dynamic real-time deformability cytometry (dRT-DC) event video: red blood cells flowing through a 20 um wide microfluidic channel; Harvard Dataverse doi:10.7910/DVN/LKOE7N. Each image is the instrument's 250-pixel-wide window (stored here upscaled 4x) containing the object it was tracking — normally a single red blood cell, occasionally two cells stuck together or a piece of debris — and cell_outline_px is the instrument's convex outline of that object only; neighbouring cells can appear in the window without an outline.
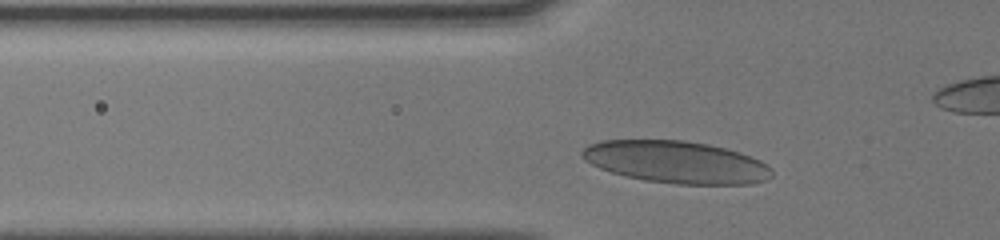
{"species": "human", "species_latin": "Homo sapiens", "temperature_condition": "cold", "stored_images_in_passage": 39, "camera_frame_rate_fps": 3000, "um_per_image_px": 0.085, "donor": {"sex": "male"}, "frame": {"image": 1, "passage_image": 14, "time_ms": 4.333, "image_size_px": [1000, 240], "cell_outline_px": [[772, 176], [768, 180], [752, 184], [676, 184], [644, 180], [624, 176], [600, 168], [584, 160], [580, 156], [580, 152], [588, 144], [600, 140], [684, 140], [708, 144], [740, 152], [760, 160], [768, 164], [772, 168]], "centroid_in_image_um": [57.48, 13.78], "position_along_channel_um": 68.3, "area_um2": 46.99}}
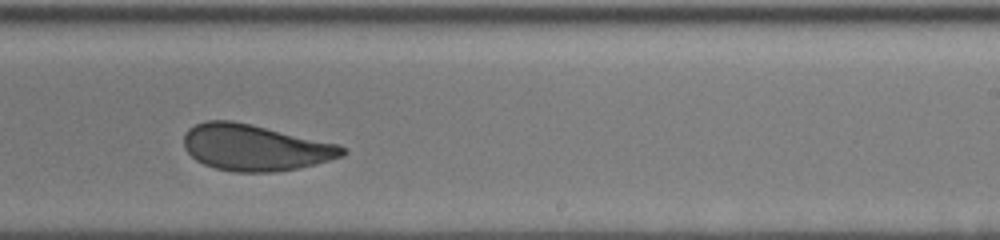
{"frame": {"image": 2, "passage_image": 29, "time_ms": 9.333, "image_size_px": [1000, 240], "cell_outline_px": [[348, 152], [344, 156], [316, 164], [300, 168], [276, 172], [232, 172], [216, 168], [204, 164], [196, 160], [184, 148], [184, 136], [188, 128], [204, 120], [232, 120], [252, 124], [336, 144], [344, 148]], "centroid_in_image_um": [21.66, 12.55], "position_along_channel_um": 267.3, "area_um2": 42.77}}
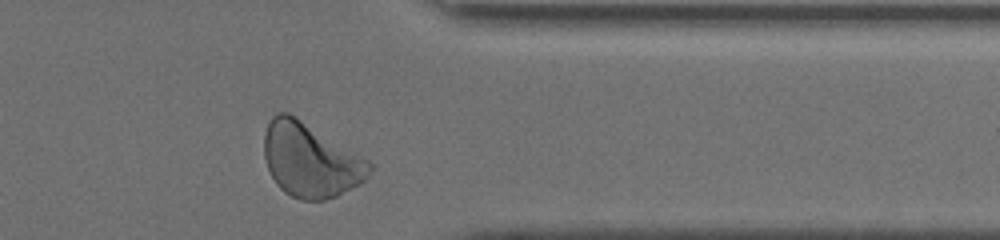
{"frame": {"image": 3, "passage_image": 38, "time_ms": 12.333, "image_size_px": [1000, 240], "cell_outline_px": [[372, 172], [360, 184], [336, 196], [324, 200], [300, 200], [284, 192], [276, 184], [268, 168], [264, 156], [264, 132], [272, 116], [280, 112], [288, 112], [368, 160], [372, 164]], "centroid_in_image_um": [26.37, 13.63], "position_along_channel_um": 385.0, "area_um2": 45.08}, "authors_computed_cell_mechanics": {"area_um2": 42.9454, "velocity_mm_per_s": 4.0656, "shape_relaxation_time_tau1_ms": 3.9747, "shape_relaxation_time_tau2_ms": 0.6661, "deformation_change_tau1": 0.1149, "deformation_change_tau2": 0.051}}